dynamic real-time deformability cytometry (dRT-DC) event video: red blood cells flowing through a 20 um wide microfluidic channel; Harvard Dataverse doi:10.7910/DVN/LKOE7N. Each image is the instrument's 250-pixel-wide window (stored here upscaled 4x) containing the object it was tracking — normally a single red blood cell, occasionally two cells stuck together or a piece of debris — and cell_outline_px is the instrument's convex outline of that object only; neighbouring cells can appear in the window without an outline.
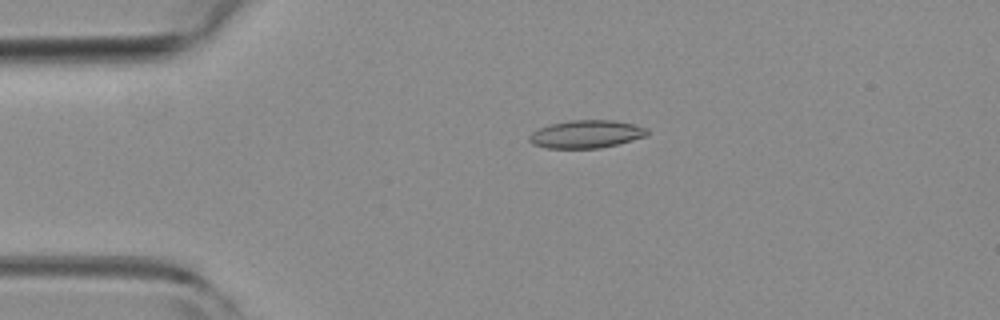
{"species": "common noctule bat (a hibernating species)", "species_latin": "Nyctalus noctula", "temperature_condition": "room temperature", "stored_images_in_passage": 5, "camera_frame_rate_fps": 3000, "um_per_image_px": 0.085, "animal": {"sex": "female", "body_mass_g": 19.3, "forearm_length_mm": 54.1}, "frame": {"image": 1, "passage_image": 4, "time_ms": 1.0, "image_size_px": [1000, 320], "cell_outline_px": [[648, 136], [600, 148], [544, 148], [532, 144], [528, 140], [528, 136], [532, 132], [548, 124], [568, 120], [612, 120], [636, 124], [648, 128]], "centroid_in_image_um": [49.82, 11.39], "position_along_channel_um": 35.2, "area_um2": 19.36}}
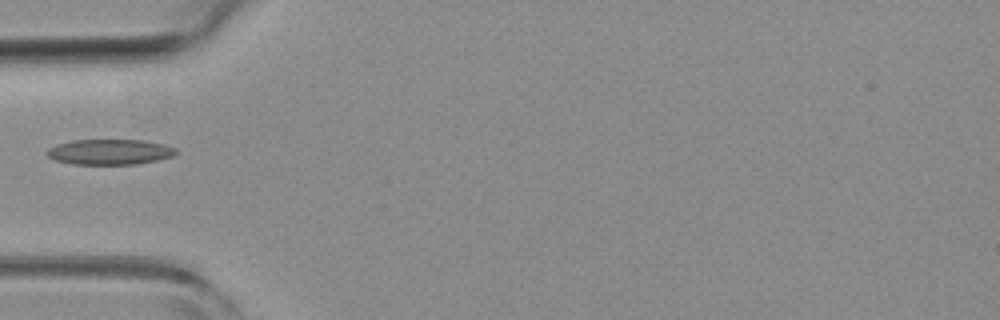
{"frame": {"image": 2, "passage_image": 5, "time_ms": 1.333, "image_size_px": [1000, 320], "cell_outline_px": [[180, 152], [172, 156], [156, 160], [136, 164], [72, 164], [56, 160], [48, 156], [44, 152], [48, 148], [56, 144], [72, 140], [144, 140], [164, 144], [176, 148]], "centroid_in_image_um": [9.33, 12.9], "position_along_channel_um": 75.7, "area_um2": 19.19}}